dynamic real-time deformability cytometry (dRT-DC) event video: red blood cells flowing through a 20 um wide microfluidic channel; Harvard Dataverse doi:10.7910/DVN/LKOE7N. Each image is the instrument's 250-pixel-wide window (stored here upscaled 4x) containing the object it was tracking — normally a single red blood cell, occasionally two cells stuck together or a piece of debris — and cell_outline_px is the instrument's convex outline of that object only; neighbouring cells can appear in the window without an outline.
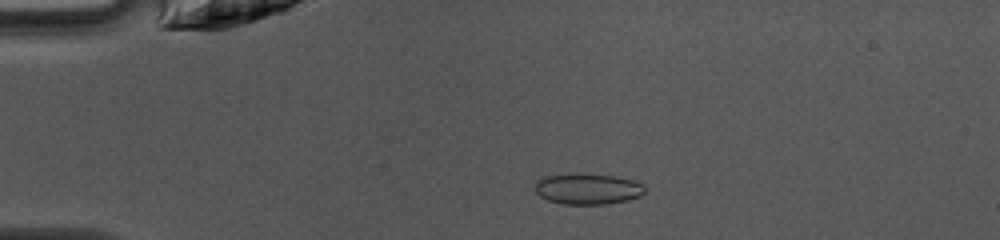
{"species": "common noctule bat (a hibernating species)", "species_latin": "Nyctalus noctula", "temperature_condition": "warm", "stored_images_in_passage": 48, "camera_frame_rate_fps": 3000, "um_per_image_px": 0.085, "animal": {"sex": "female", "body_mass_g": 10.0, "forearm_length_mm": 53.1}, "frame": {"image": 1, "passage_image": 11, "time_ms": 3.333, "image_size_px": [1000, 240], "cell_outline_px": [[648, 188], [640, 196], [628, 200], [608, 204], [564, 204], [548, 200], [540, 196], [536, 192], [536, 180], [544, 176], [572, 172], [576, 172], [616, 176], [632, 180], [644, 184]], "centroid_in_image_um": [49.97, 16.03], "position_along_channel_um": 35.0, "area_um2": 20.23}}
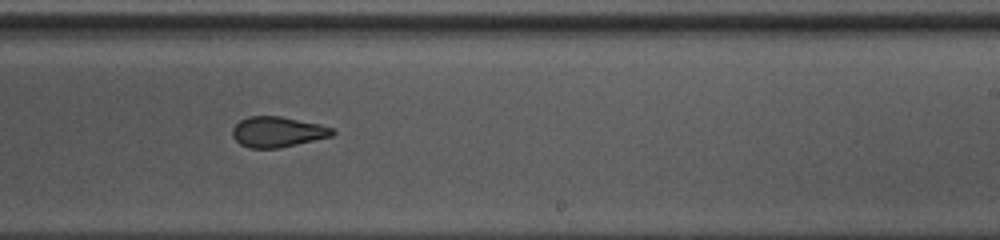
{"frame": {"image": 2, "passage_image": 30, "time_ms": 9.667, "image_size_px": [1000, 240], "cell_outline_px": [[336, 132], [332, 136], [280, 148], [248, 148], [240, 144], [232, 136], [232, 128], [240, 120], [248, 116], [280, 116], [320, 124], [332, 128]], "centroid_in_image_um": [23.58, 11.21], "position_along_channel_um": 265.4, "area_um2": 17.8}}
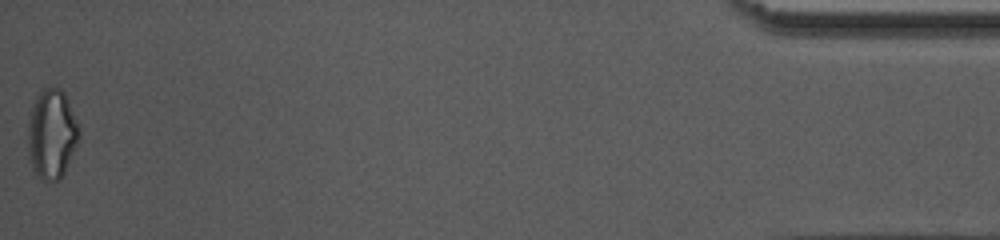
{"frame": {"image": 3, "passage_image": 48, "time_ms": 15.667, "image_size_px": [1000, 240], "cell_outline_px": [[80, 136], [64, 172], [60, 180], [48, 184], [40, 180], [32, 168], [28, 160], [28, 112], [40, 88], [60, 88], [64, 92], [80, 128]], "centroid_in_image_um": [4.36, 11.42], "position_along_channel_um": 430.8, "area_um2": 27.28}, "authors_computed_cell_mechanics": {"area_um2": 19.7098, "velocity_mm_per_s": 4.234, "shape_relaxation_time_tau1_ms": null, "shape_relaxation_time_tau2_ms": 1.1571, "deformation_change_tau1": null, "deformation_change_tau2": 0.0545}}